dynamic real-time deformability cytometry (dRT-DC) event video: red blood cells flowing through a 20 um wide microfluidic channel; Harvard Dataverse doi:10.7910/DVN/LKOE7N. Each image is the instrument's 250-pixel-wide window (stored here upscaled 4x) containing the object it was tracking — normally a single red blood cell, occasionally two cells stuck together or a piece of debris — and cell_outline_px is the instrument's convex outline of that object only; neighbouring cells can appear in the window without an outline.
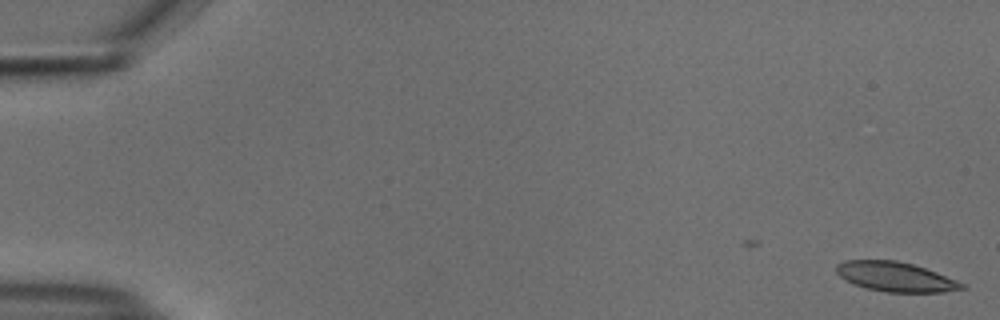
{"species": "common noctule bat (a hibernating species)", "species_latin": "Nyctalus noctula", "temperature_condition": "cold", "stored_images_in_passage": 3, "camera_frame_rate_fps": 3000, "um_per_image_px": 0.085, "animal": {"sex": "male", "body_mass_g": 18.8}, "frame": {"image": 1, "passage_image": 3, "time_ms": 0.667, "image_size_px": [1000, 320], "cell_outline_px": [[968, 288], [944, 292], [884, 292], [852, 284], [844, 280], [836, 272], [836, 264], [844, 260], [896, 260], [912, 264], [936, 272], [968, 284]], "centroid_in_image_um": [76.14, 23.53], "position_along_channel_um": 8.9, "area_um2": 21.85}}